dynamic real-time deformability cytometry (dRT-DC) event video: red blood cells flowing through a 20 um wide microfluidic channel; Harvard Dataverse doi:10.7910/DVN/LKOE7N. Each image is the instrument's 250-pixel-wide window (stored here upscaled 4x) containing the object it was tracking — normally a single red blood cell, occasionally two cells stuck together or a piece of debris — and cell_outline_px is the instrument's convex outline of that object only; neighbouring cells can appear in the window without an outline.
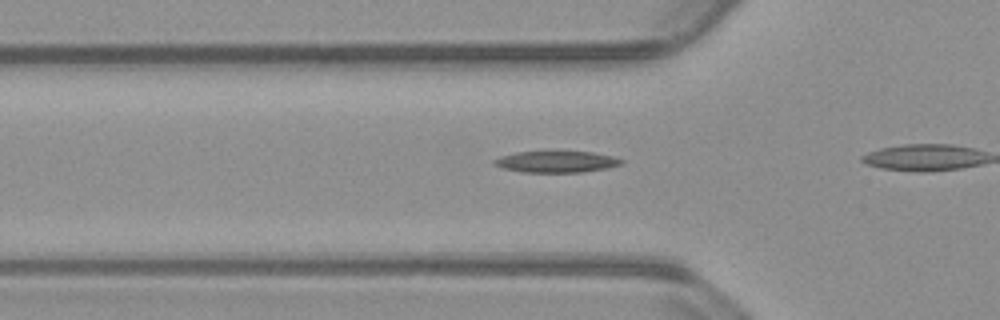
{"species": "common noctule bat (a hibernating species)", "species_latin": "Nyctalus noctula", "temperature_condition": "warm", "stored_images_in_passage": 17, "camera_frame_rate_fps": 3000, "um_per_image_px": 0.085, "animal": {"sex": "male", "body_mass_g": 23.1, "forearm_length_mm": 52.7}, "frame": {"image": 1, "passage_image": 6, "time_ms": 1.667, "image_size_px": [1000, 320], "cell_outline_px": [[624, 160], [620, 164], [608, 168], [584, 172], [520, 172], [504, 168], [492, 164], [492, 160], [500, 156], [516, 152], [548, 148], [592, 152], [612, 156]], "centroid_in_image_um": [47.24, 13.69], "position_along_channel_um": 78.6, "area_um2": 16.88}}
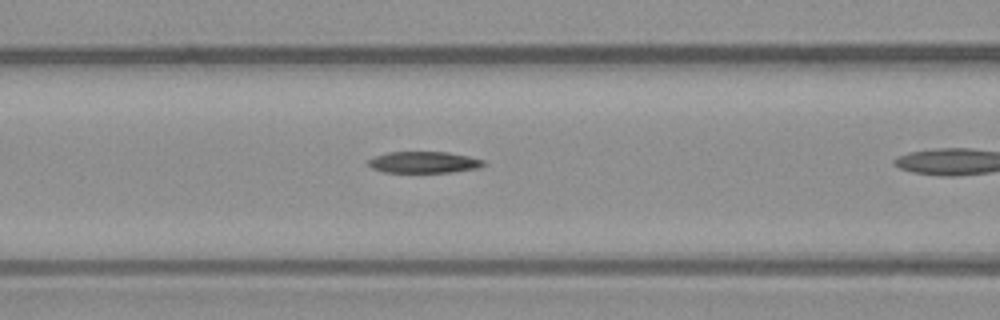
{"frame": {"image": 2, "passage_image": 10, "time_ms": 3.0, "image_size_px": [1000, 320], "cell_outline_px": [[488, 164], [480, 168], [452, 172], [384, 172], [372, 168], [368, 164], [368, 160], [376, 156], [388, 152], [448, 152], [468, 156], [484, 160]], "centroid_in_image_um": [36.08, 13.79], "position_along_channel_um": 130.5, "area_um2": 14.45}}